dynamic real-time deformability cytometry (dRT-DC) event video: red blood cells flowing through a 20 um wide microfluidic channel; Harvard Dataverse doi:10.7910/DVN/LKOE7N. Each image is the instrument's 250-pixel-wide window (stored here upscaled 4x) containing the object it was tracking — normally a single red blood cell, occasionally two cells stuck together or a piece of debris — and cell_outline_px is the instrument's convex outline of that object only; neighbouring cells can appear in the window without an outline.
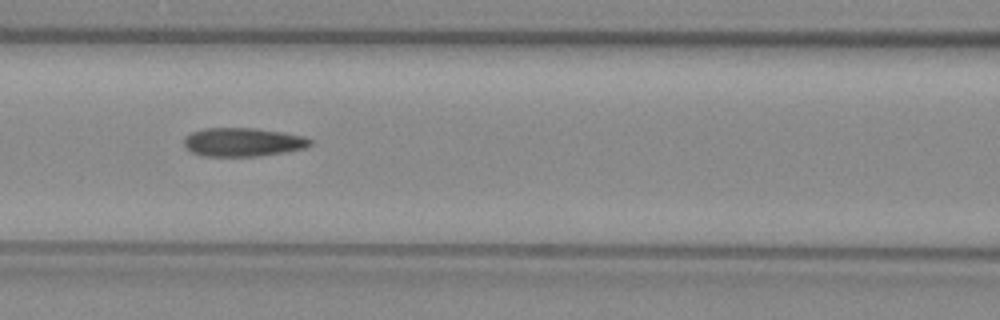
{"species": "common noctule bat (a hibernating species)", "species_latin": "Nyctalus noctula", "temperature_condition": "warm", "stored_images_in_passage": 35, "camera_frame_rate_fps": 3000, "um_per_image_px": 0.085, "animal": {"sex": "female", "body_mass_g": 29.2, "forearm_length_mm": 56.3}, "frame": {"image": 1, "passage_image": 11, "time_ms": 3.333, "image_size_px": [1000, 320], "cell_outline_px": [[312, 144], [308, 148], [260, 156], [200, 156], [192, 152], [184, 144], [184, 140], [192, 132], [208, 128], [252, 128], [284, 132], [304, 136], [312, 140]], "centroid_in_image_um": [20.71, 12.08], "position_along_channel_um": 145.9, "area_um2": 21.04}}